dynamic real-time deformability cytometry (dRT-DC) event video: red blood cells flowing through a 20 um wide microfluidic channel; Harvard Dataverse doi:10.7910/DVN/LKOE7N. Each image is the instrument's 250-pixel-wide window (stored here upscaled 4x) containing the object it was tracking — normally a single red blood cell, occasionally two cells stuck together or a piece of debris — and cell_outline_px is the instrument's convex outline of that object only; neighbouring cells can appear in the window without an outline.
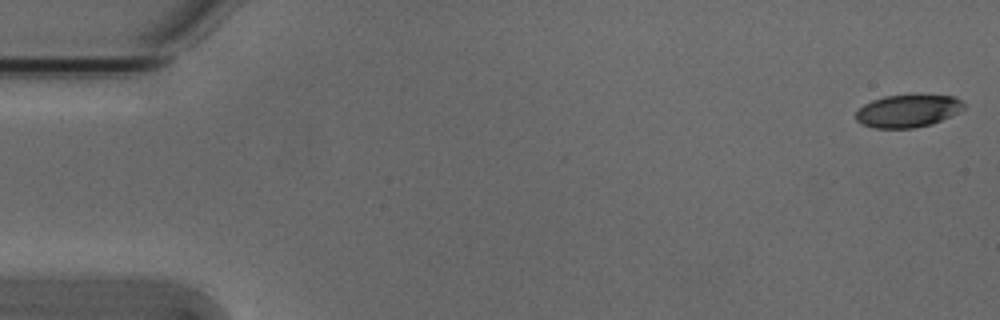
{"species": "Egyptian fruit bat (a non-hibernating species)", "species_latin": "Rousettus aegyptiacus", "temperature_condition": "cold", "stored_images_in_passage": 53, "camera_frame_rate_fps": 3000, "um_per_image_px": 0.085, "animal": {"sex": "male"}, "frame": {"image": 1, "passage_image": 1, "time_ms": 0.0, "image_size_px": [1000, 320], "cell_outline_px": [[964, 108], [960, 112], [932, 124], [912, 128], [872, 128], [860, 124], [856, 120], [856, 112], [864, 104], [872, 100], [884, 96], [912, 92], [956, 96], [964, 104]], "centroid_in_image_um": [77.18, 9.38], "position_along_channel_um": 7.8, "area_um2": 21.39}}
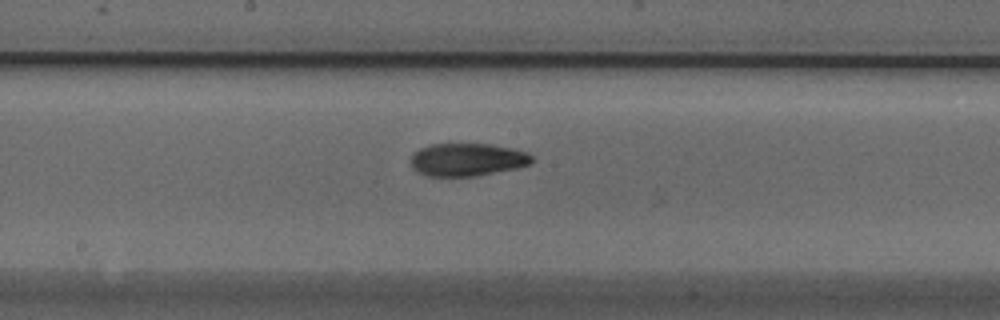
{"frame": {"image": 2, "passage_image": 28, "time_ms": 9.0, "image_size_px": [1000, 320], "cell_outline_px": [[532, 164], [516, 168], [476, 176], [428, 176], [416, 172], [412, 168], [412, 152], [420, 148], [432, 144], [492, 144], [512, 148], [528, 152], [532, 156]], "centroid_in_image_um": [39.72, 13.57], "position_along_channel_um": 208.5, "area_um2": 23.29}}
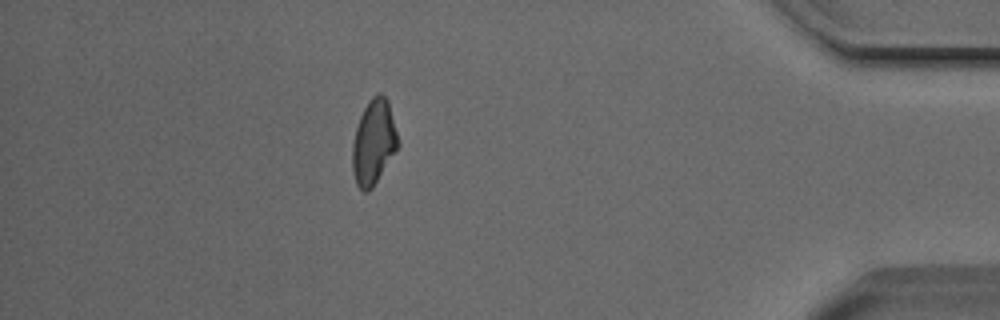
{"frame": {"image": 3, "passage_image": 47, "time_ms": 15.333, "image_size_px": [1000, 320], "cell_outline_px": [[400, 144], [372, 188], [368, 192], [364, 192], [356, 184], [352, 168], [352, 144], [356, 128], [360, 116], [368, 100], [372, 96], [380, 92], [388, 100]], "centroid_in_image_um": [31.75, 12.07], "position_along_channel_um": 403.4, "area_um2": 22.48}, "authors_computed_cell_mechanics": {"area_um2": 22.4842, "velocity_mm_per_s": 3.836, "shape_relaxation_time_tau1_ms": 4.9301, "shape_relaxation_time_tau2_ms": 6.4567, "deformation_change_tau1": 0.1552, "deformation_change_tau2": 0.1345}}